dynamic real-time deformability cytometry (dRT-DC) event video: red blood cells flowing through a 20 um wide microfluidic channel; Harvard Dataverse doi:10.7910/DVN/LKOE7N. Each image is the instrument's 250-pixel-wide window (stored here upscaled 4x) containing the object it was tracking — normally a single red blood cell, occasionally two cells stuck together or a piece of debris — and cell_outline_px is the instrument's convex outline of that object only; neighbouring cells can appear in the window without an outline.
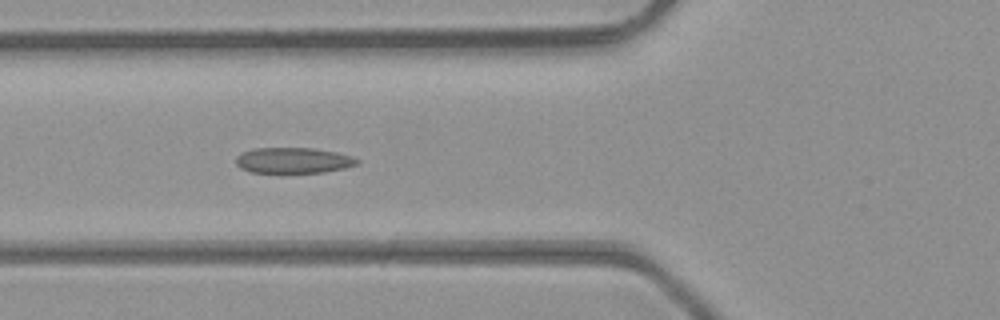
{"species": "common noctule bat (a hibernating species)", "species_latin": "Nyctalus noctula", "temperature_condition": "room temperature", "stored_images_in_passage": 5, "camera_frame_rate_fps": 3000, "um_per_image_px": 0.085, "animal": {"sex": "male", "body_mass_g": 23.1, "forearm_length_mm": 52.7}, "frame": {"image": 1, "passage_image": 4, "time_ms": 1.0, "image_size_px": [1000, 320], "cell_outline_px": [[360, 164], [344, 168], [324, 172], [284, 176], [276, 176], [252, 172], [240, 168], [236, 164], [236, 156], [240, 152], [252, 148], [312, 148], [336, 152], [352, 156], [360, 160]], "centroid_in_image_um": [24.88, 13.69], "position_along_channel_um": 100.9, "area_um2": 19.36}}
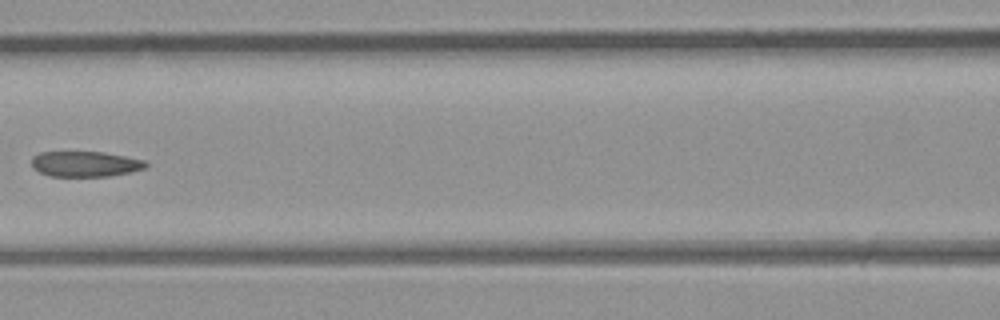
{"frame": {"image": 2, "passage_image": 5, "time_ms": 1.333, "image_size_px": [1000, 320], "cell_outline_px": [[148, 164], [144, 168], [128, 172], [108, 176], [52, 176], [40, 172], [32, 168], [32, 156], [40, 152], [104, 152], [144, 160]], "centroid_in_image_um": [7.2, 13.93], "position_along_channel_um": 159.4, "area_um2": 16.76}}